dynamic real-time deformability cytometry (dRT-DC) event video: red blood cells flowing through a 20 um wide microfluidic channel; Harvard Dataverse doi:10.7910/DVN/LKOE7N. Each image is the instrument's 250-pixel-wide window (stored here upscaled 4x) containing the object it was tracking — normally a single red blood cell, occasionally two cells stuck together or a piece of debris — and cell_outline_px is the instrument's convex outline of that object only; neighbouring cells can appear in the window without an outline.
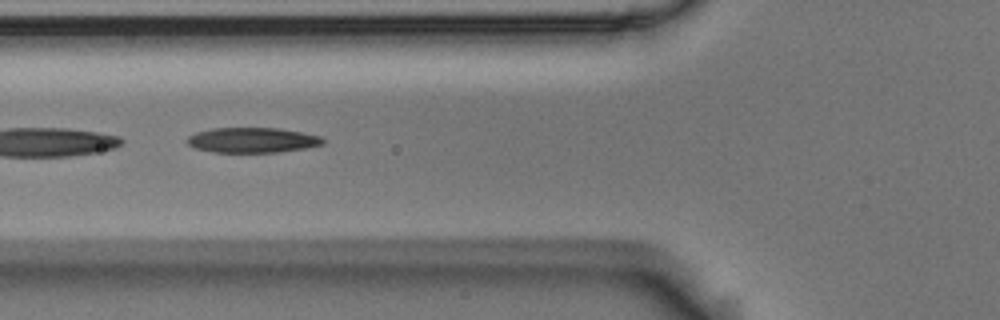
{"species": "Egyptian fruit bat (a non-hibernating species)", "species_latin": "Rousettus aegyptiacus", "temperature_condition": "room temperature", "stored_images_in_passage": 9, "camera_frame_rate_fps": 3000, "um_per_image_px": 0.085, "animal": {"sex": "male"}, "frame": {"image": 1, "passage_image": 4, "time_ms": 1.0, "image_size_px": [1000, 320], "cell_outline_px": [[324, 144], [304, 148], [276, 152], [212, 152], [196, 148], [188, 144], [188, 136], [196, 132], [212, 128], [280, 128], [320, 136], [324, 140]], "centroid_in_image_um": [21.44, 11.9], "position_along_channel_um": 104.4, "area_um2": 19.71}}